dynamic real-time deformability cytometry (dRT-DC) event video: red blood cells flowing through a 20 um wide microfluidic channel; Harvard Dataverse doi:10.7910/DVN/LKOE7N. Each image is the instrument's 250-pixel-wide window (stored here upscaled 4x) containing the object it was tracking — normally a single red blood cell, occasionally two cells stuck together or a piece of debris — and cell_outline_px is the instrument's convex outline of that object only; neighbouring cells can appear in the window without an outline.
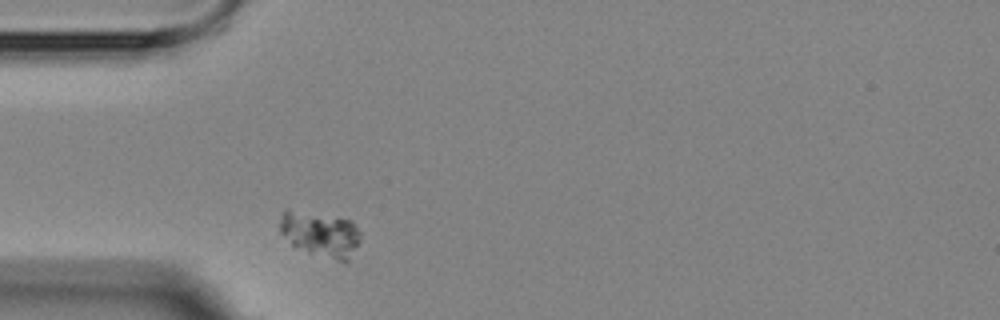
{"species": "Egyptian fruit bat (a non-hibernating species)", "species_latin": "Rousettus aegyptiacus", "temperature_condition": "room temperature", "stored_images_in_passage": 1, "camera_frame_rate_fps": 3000, "um_per_image_px": 0.085, "animal": {"sex": "female"}, "frame": {"image": 1, "passage_image": 1, "time_ms": 0.0, "image_size_px": [1000, 320], "cell_outline_px": [[360, 240], [348, 260], [344, 264], [308, 252], [292, 244], [280, 232], [280, 216], [284, 208], [288, 208], [352, 220], [360, 232]], "centroid_in_image_um": [27.23, 19.89], "position_along_channel_um": 57.8, "area_um2": 21.5}}